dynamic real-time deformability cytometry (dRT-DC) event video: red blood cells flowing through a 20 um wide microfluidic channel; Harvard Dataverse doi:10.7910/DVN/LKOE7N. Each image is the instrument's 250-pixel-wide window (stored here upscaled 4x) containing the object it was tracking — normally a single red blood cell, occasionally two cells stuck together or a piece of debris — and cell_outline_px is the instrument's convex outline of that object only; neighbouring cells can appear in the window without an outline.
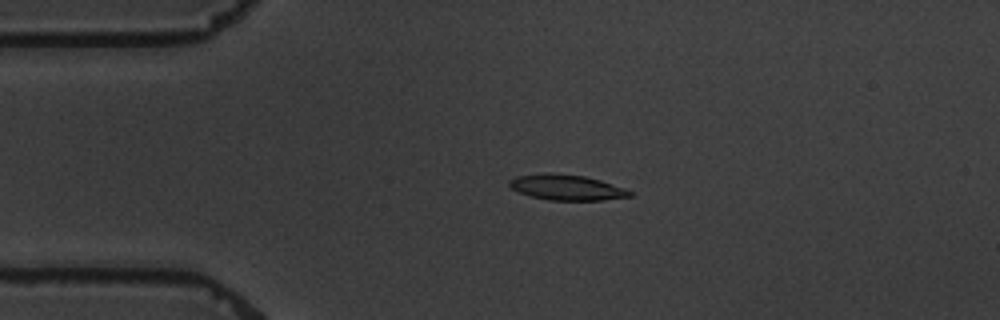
{"species": "common noctule bat (a hibernating species)", "species_latin": "Nyctalus noctula", "temperature_condition": "warm", "stored_images_in_passage": 2, "camera_frame_rate_fps": 3000, "um_per_image_px": 0.085, "animal": {"sex": "male", "body_mass_g": 19.5, "forearm_length_mm": 54.6}, "frame": {"image": 1, "passage_image": 1, "time_ms": 0.0, "image_size_px": [1000, 320], "cell_outline_px": [[632, 196], [604, 200], [548, 200], [532, 196], [520, 192], [512, 188], [508, 184], [508, 180], [516, 176], [544, 172], [552, 172], [584, 176], [600, 180], [624, 188], [632, 192]], "centroid_in_image_um": [48.14, 15.91], "position_along_channel_um": 36.9, "area_um2": 17.92}}